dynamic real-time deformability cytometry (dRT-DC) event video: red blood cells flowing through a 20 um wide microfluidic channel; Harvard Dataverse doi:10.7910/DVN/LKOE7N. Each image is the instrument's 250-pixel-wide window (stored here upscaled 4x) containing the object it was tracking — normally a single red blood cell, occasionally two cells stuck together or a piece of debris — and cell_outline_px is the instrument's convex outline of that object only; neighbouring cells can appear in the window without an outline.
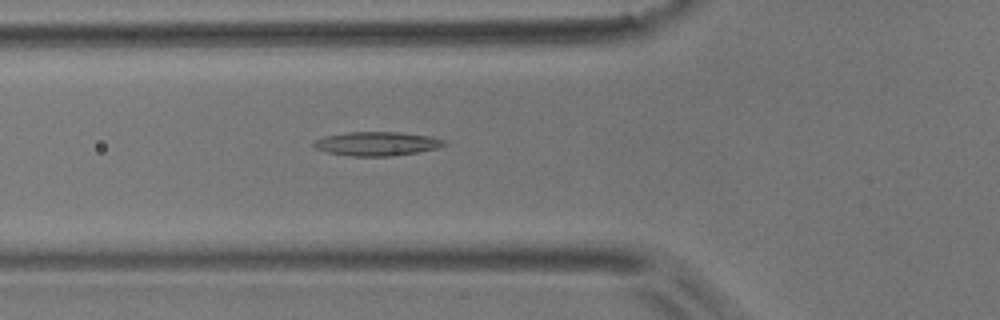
{"species": "common noctule bat (a hibernating species)", "species_latin": "Nyctalus noctula", "temperature_condition": "room temperature", "stored_images_in_passage": 5, "camera_frame_rate_fps": 3000, "um_per_image_px": 0.085, "animal": {"sex": "male", "body_mass_g": 17.9}, "frame": {"image": 1, "passage_image": 4, "time_ms": 3.333, "image_size_px": [1000, 320], "cell_outline_px": [[448, 144], [436, 148], [416, 152], [392, 156], [348, 156], [328, 152], [316, 148], [312, 144], [312, 140], [324, 136], [348, 132], [400, 132], [432, 136], [444, 140]], "centroid_in_image_um": [32.01, 12.21], "position_along_channel_um": 93.8, "area_um2": 18.26}}